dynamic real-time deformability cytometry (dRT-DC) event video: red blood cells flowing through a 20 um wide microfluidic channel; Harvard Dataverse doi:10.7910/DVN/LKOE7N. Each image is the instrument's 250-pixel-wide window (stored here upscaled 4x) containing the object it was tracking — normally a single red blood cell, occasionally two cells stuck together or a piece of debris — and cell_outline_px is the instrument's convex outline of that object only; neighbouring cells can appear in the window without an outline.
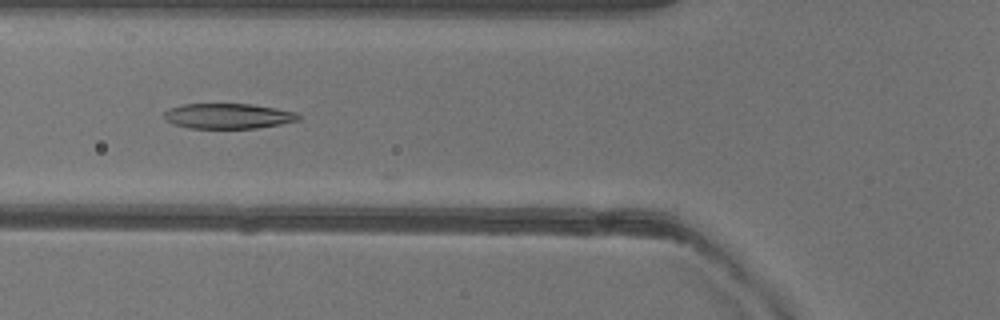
{"species": "common noctule bat (a hibernating species)", "species_latin": "Nyctalus noctula", "temperature_condition": "warm", "stored_images_in_passage": 46, "camera_frame_rate_fps": 3000, "um_per_image_px": 0.085, "animal": {"sex": "female"}, "frame": {"image": 1, "passage_image": 18, "time_ms": 5.667, "image_size_px": [1000, 320], "cell_outline_px": [[300, 120], [280, 124], [256, 128], [188, 128], [172, 124], [164, 120], [164, 112], [168, 108], [184, 104], [252, 104], [276, 108], [296, 112], [300, 116]], "centroid_in_image_um": [19.36, 9.86], "position_along_channel_um": 106.4, "area_um2": 19.88}}
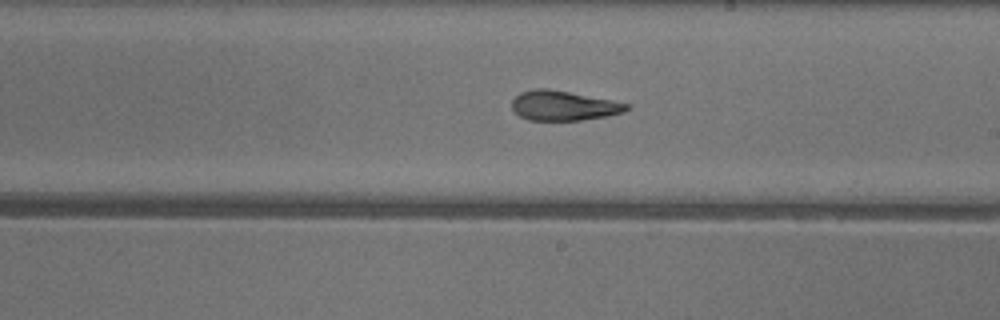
{"frame": {"image": 2, "passage_image": 28, "time_ms": 9.0, "image_size_px": [1000, 320], "cell_outline_px": [[628, 108], [624, 112], [608, 116], [584, 120], [528, 120], [520, 116], [512, 108], [512, 100], [520, 92], [532, 88], [548, 88], [612, 100], [628, 104]], "centroid_in_image_um": [47.88, 8.97], "position_along_channel_um": 241.1, "area_um2": 19.88}}
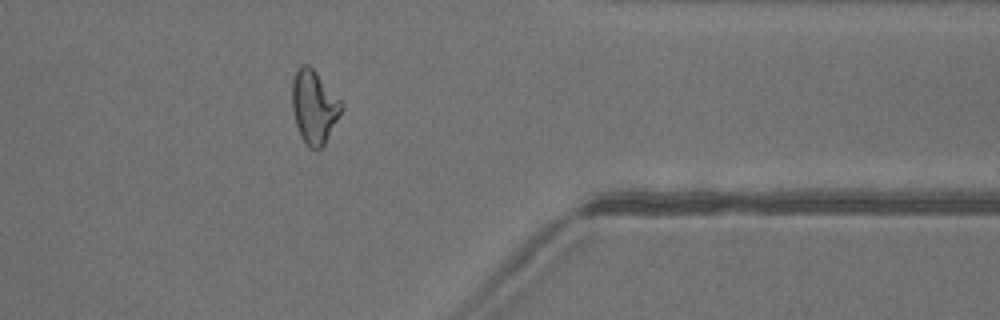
{"frame": {"image": 3, "passage_image": 40, "time_ms": 13.0, "image_size_px": [1000, 320], "cell_outline_px": [[344, 108], [324, 144], [320, 148], [312, 148], [300, 136], [296, 124], [292, 108], [292, 80], [300, 64], [308, 64], [316, 72], [344, 104]], "centroid_in_image_um": [26.7, 9.05], "position_along_channel_um": 384.7, "area_um2": 20.81}, "authors_computed_cell_mechanics": {"area_um2": 20.7213, "velocity_mm_per_s": 4.0274, "shape_relaxation_time_tau1_ms": null, "shape_relaxation_time_tau2_ms": 4.4348, "deformation_change_tau1": null, "deformation_change_tau2": 0.0973}}